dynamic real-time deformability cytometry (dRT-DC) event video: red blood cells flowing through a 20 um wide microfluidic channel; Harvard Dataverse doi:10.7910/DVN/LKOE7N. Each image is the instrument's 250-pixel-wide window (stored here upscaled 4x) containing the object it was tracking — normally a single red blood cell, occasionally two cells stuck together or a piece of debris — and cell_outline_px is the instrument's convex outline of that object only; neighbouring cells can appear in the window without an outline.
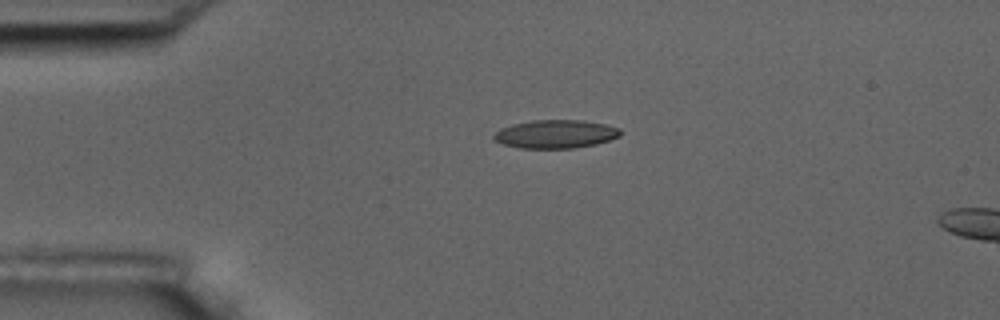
{"species": "common noctule bat (a hibernating species)", "species_latin": "Nyctalus noctula", "temperature_condition": "room temperature", "stored_images_in_passage": 2, "camera_frame_rate_fps": 3000, "um_per_image_px": 0.085, "animal": {"sex": "male", "body_mass_g": 17.5, "forearm_length_mm": 52.3}, "frame": {"image": 1, "passage_image": 1, "time_ms": 0.0, "image_size_px": [1000, 320], "cell_outline_px": [[620, 136], [596, 144], [576, 148], [520, 148], [504, 144], [496, 140], [492, 136], [500, 128], [512, 124], [532, 120], [584, 120], [604, 124], [620, 128]], "centroid_in_image_um": [47.23, 11.39], "position_along_channel_um": 37.8, "area_um2": 20.87}}